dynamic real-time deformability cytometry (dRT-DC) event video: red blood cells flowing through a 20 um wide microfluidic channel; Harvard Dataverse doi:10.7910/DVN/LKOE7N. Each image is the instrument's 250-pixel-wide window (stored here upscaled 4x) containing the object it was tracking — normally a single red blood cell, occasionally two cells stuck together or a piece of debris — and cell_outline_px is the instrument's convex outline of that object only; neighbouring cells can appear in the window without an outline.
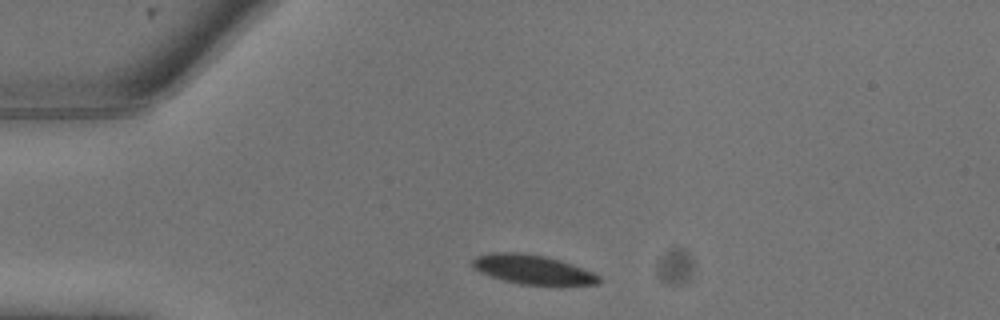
{"species": "common noctule bat (a hibernating species)", "species_latin": "Nyctalus noctula", "temperature_condition": "warm", "stored_images_in_passage": 7, "camera_frame_rate_fps": 3000, "um_per_image_px": 0.085, "animal": {"sex": "male", "body_mass_g": 13.3}, "frame": {"image": 1, "passage_image": 1, "time_ms": 0.0, "image_size_px": [1000, 320], "cell_outline_px": [[600, 284], [520, 284], [504, 280], [480, 272], [472, 268], [472, 260], [476, 256], [488, 252], [520, 252], [544, 256], [560, 260], [572, 264], [592, 272], [600, 276]], "centroid_in_image_um": [45.23, 22.88], "position_along_channel_um": 39.8, "area_um2": 21.33}}
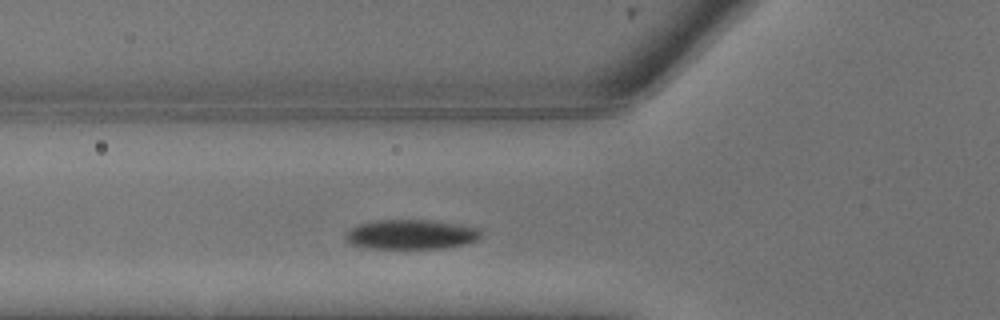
{"frame": {"image": 2, "passage_image": 4, "time_ms": 1.0, "image_size_px": [1000, 320], "cell_outline_px": [[480, 236], [476, 240], [464, 244], [440, 248], [368, 248], [352, 244], [344, 236], [352, 228], [360, 224], [376, 220], [428, 220], [460, 224], [480, 228]], "centroid_in_image_um": [34.96, 19.92], "position_along_channel_um": 90.8, "area_um2": 23.06}}